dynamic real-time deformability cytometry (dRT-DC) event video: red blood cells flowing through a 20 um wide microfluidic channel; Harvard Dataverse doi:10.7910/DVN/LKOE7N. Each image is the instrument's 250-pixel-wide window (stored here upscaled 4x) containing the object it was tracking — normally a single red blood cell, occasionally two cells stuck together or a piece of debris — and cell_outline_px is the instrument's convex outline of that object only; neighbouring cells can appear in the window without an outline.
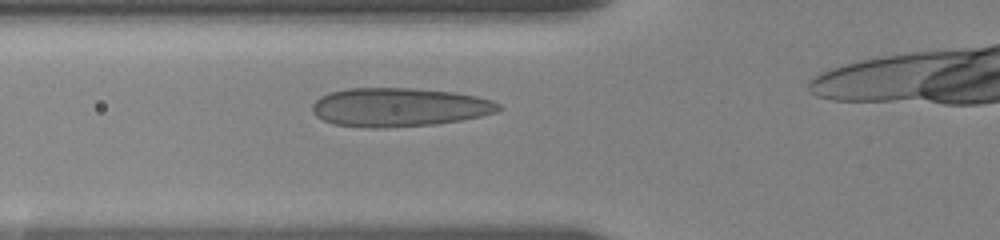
{"species": "human", "species_latin": "Homo sapiens", "temperature_condition": "room temperature", "stored_images_in_passage": 8, "segment_of_instrument_passage": [1, 2], "camera_frame_rate_fps": 3000, "um_per_image_px": 0.085, "donor": {"sex": "female"}, "frame": {"image": 1, "passage_image": 3, "time_ms": 1.667, "image_size_px": [1000, 240], "cell_outline_px": [[504, 108], [500, 112], [460, 120], [436, 124], [384, 128], [372, 128], [332, 124], [316, 116], [312, 112], [312, 104], [320, 96], [328, 92], [348, 88], [412, 88], [452, 92], [476, 96], [492, 100], [500, 104]], "centroid_in_image_um": [33.93, 9.11], "position_along_channel_um": 91.9, "area_um2": 42.37}}
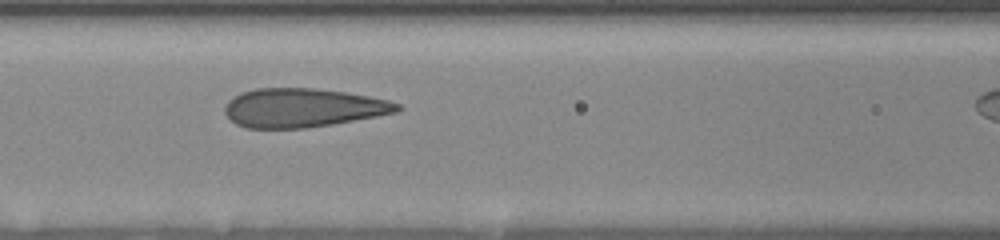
{"frame": {"image": 2, "passage_image": 5, "time_ms": 3.0, "image_size_px": [1000, 240], "cell_outline_px": [[400, 112], [332, 124], [308, 128], [244, 128], [236, 124], [224, 112], [224, 108], [228, 100], [244, 92], [256, 88], [312, 88], [344, 92], [368, 96], [388, 100], [400, 104]], "centroid_in_image_um": [25.75, 9.17], "position_along_channel_um": 140.9, "area_um2": 38.9}}
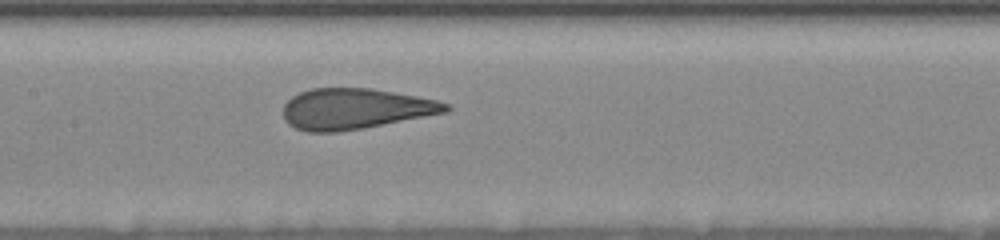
{"frame": {"image": 3, "passage_image": 7, "time_ms": 4.0, "image_size_px": [1000, 240], "cell_outline_px": [[452, 108], [448, 112], [364, 128], [336, 132], [308, 132], [296, 128], [288, 124], [284, 120], [284, 104], [292, 96], [300, 92], [312, 88], [372, 88], [416, 96], [436, 100], [448, 104]], "centroid_in_image_um": [30.18, 9.25], "position_along_channel_um": 177.2, "area_um2": 38.61}}